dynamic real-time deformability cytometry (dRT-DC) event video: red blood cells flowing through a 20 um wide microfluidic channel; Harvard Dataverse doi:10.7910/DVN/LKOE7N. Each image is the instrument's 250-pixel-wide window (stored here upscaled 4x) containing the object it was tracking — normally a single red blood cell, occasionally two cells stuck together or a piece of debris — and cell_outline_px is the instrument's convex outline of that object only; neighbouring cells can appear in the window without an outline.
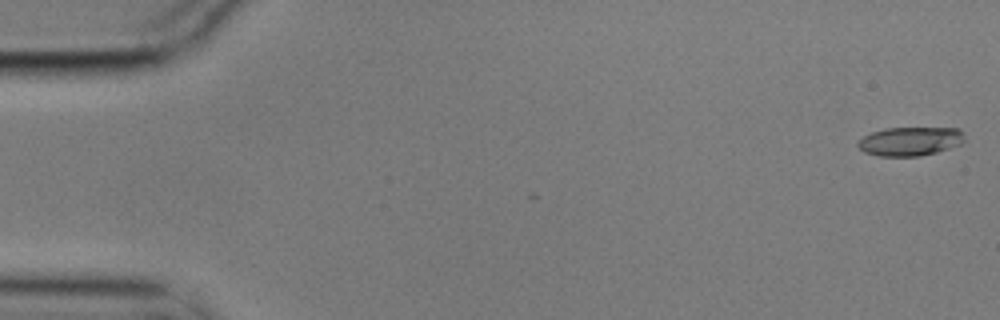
{"species": "common noctule bat (a hibernating species)", "species_latin": "Nyctalus noctula", "temperature_condition": "cold", "stored_images_in_passage": 11, "camera_frame_rate_fps": 3000, "um_per_image_px": 0.085, "animal": {"sex": "male", "body_mass_g": 17.9}, "frame": {"image": 1, "passage_image": 1, "time_ms": 0.0, "image_size_px": [1000, 320], "cell_outline_px": [[964, 140], [960, 144], [936, 152], [920, 156], [880, 156], [864, 152], [856, 144], [864, 136], [872, 132], [884, 128], [960, 128]], "centroid_in_image_um": [77.34, 12.01], "position_along_channel_um": 7.7, "area_um2": 17.74}}
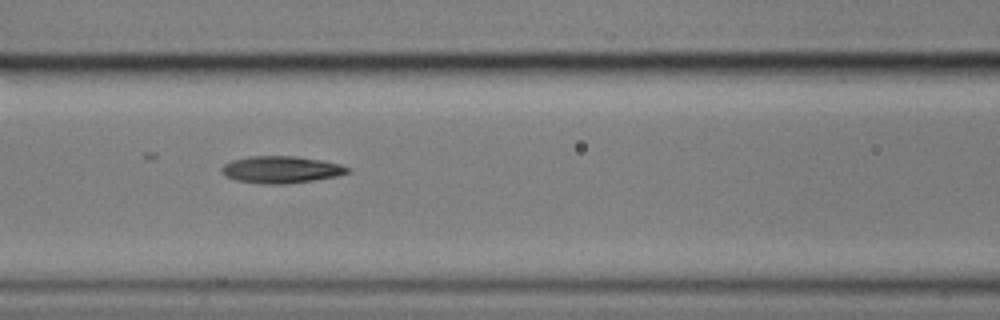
{"frame": {"image": 2, "passage_image": 7, "time_ms": 2.0, "image_size_px": [1000, 320], "cell_outline_px": [[352, 172], [336, 176], [312, 180], [284, 184], [264, 184], [236, 180], [228, 176], [220, 168], [224, 164], [232, 160], [248, 156], [296, 156], [320, 160], [340, 164], [352, 168]], "centroid_in_image_um": [23.93, 14.41], "position_along_channel_um": 142.7, "area_um2": 19.71}}
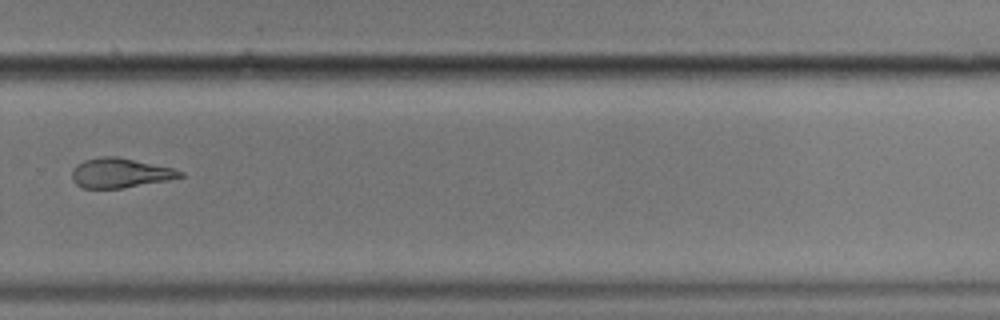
{"frame": {"image": 3, "passage_image": 11, "time_ms": 3.333, "image_size_px": [1000, 320], "cell_outline_px": [[184, 176], [168, 180], [120, 188], [84, 188], [76, 184], [72, 180], [72, 168], [76, 164], [84, 160], [100, 156], [116, 156], [172, 168], [184, 172]], "centroid_in_image_um": [10.17, 14.69], "position_along_channel_um": 319.6, "area_um2": 18.55}}